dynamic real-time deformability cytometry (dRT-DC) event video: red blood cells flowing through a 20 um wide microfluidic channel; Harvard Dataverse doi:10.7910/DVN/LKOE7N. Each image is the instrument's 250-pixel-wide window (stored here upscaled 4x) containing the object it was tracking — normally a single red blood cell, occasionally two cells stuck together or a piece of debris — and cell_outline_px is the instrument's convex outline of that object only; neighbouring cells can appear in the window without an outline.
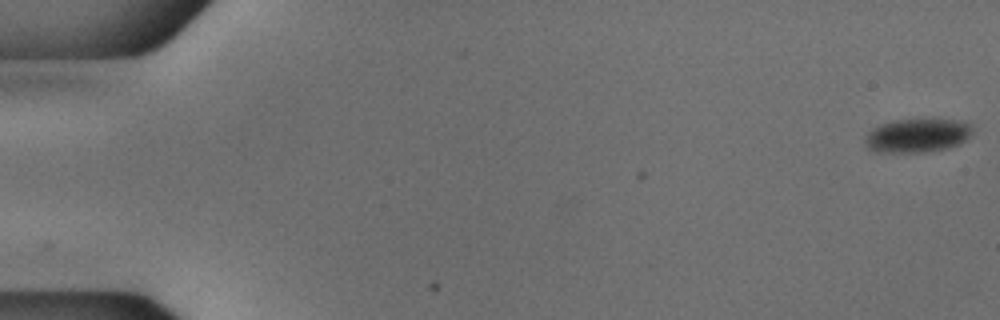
{"species": "common noctule bat (a hibernating species)", "species_latin": "Nyctalus noctula", "temperature_condition": "cold", "stored_images_in_passage": 54, "camera_frame_rate_fps": 3000, "um_per_image_px": 0.085, "animal": {"sex": "male", "body_mass_g": 18.8}, "frame": {"image": 1, "passage_image": 1, "time_ms": 0.0, "image_size_px": [1000, 320], "cell_outline_px": [[972, 132], [964, 140], [948, 148], [924, 152], [872, 152], [868, 148], [864, 140], [868, 132], [872, 128], [896, 120], [952, 120], [968, 124]], "centroid_in_image_um": [77.89, 11.54], "position_along_channel_um": 7.1, "area_um2": 20.58}}
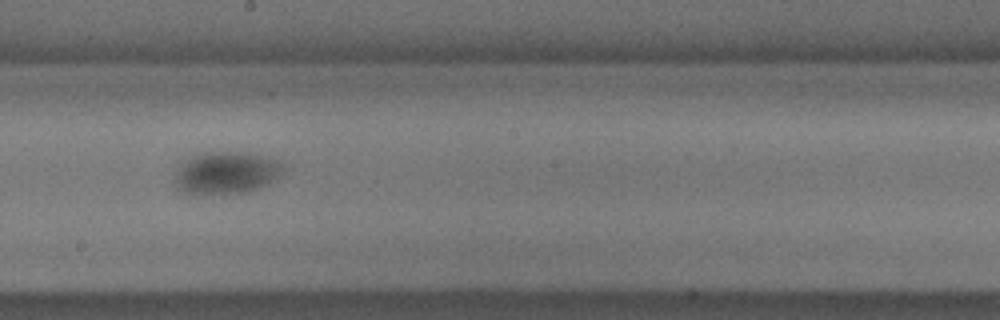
{"frame": {"image": 2, "passage_image": 31, "time_ms": 10.0, "image_size_px": [1000, 320], "cell_outline_px": [[284, 172], [268, 184], [248, 192], [180, 192], [176, 188], [176, 176], [184, 160], [192, 156], [204, 152], [236, 152], [280, 160], [284, 164]], "centroid_in_image_um": [19.28, 14.67], "position_along_channel_um": 228.9, "area_um2": 25.95}}
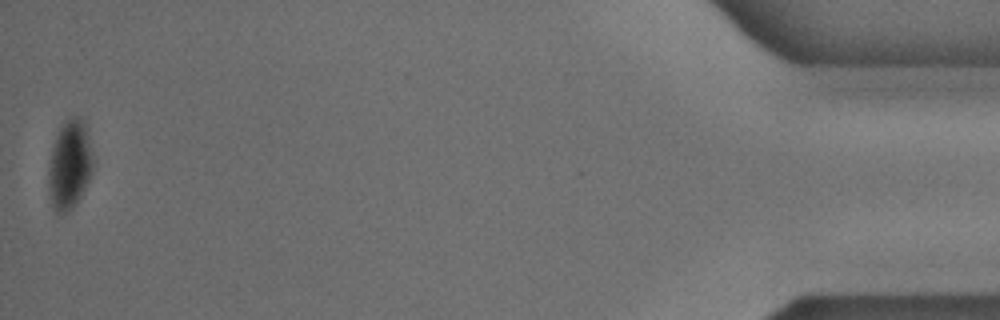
{"frame": {"image": 3, "passage_image": 54, "time_ms": 17.667, "image_size_px": [1000, 320], "cell_outline_px": [[92, 172], [76, 204], [64, 212], [56, 212], [52, 204], [48, 192], [48, 168], [52, 148], [56, 136], [60, 128], [72, 116], [80, 116], [84, 120], [88, 136], [92, 160]], "centroid_in_image_um": [5.9, 13.99], "position_along_channel_um": 429.3, "area_um2": 22.6}}